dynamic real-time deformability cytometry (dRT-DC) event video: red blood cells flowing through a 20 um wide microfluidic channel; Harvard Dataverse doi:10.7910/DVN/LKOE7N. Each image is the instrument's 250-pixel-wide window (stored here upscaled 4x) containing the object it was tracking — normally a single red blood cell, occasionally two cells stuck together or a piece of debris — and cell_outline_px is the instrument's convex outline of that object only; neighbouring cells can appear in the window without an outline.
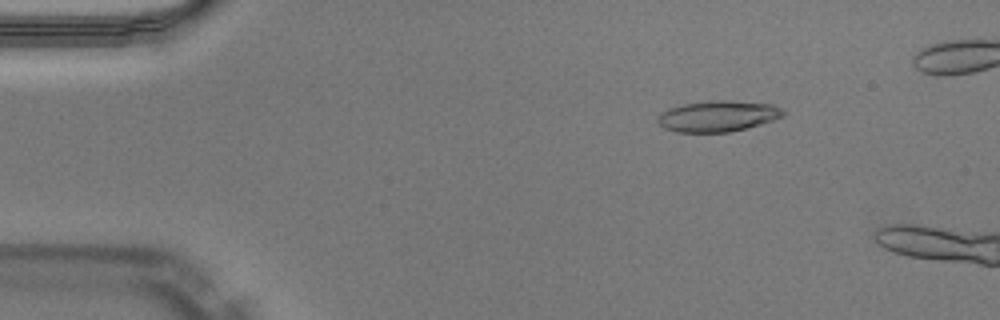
{"species": "Egyptian fruit bat (a non-hibernating species)", "species_latin": "Rousettus aegyptiacus", "temperature_condition": "warm", "stored_images_in_passage": 12, "camera_frame_rate_fps": 3000, "um_per_image_px": 0.085, "animal": {"sex": "male"}, "frame": {"image": 1, "passage_image": 4, "time_ms": 1.0, "image_size_px": [1000, 320], "cell_outline_px": [[788, 112], [784, 116], [748, 128], [728, 132], [676, 132], [664, 128], [656, 120], [656, 116], [660, 112], [668, 108], [684, 104], [708, 100], [732, 100], [772, 104]], "centroid_in_image_um": [61.01, 9.86], "position_along_channel_um": 24.0, "area_um2": 22.95}}